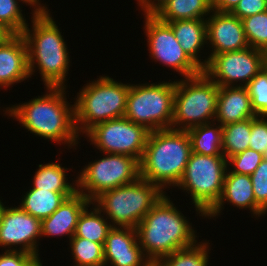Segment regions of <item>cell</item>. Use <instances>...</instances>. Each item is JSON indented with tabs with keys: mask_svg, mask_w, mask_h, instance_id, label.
Segmentation results:
<instances>
[{
	"mask_svg": "<svg viewBox=\"0 0 267 266\" xmlns=\"http://www.w3.org/2000/svg\"><path fill=\"white\" fill-rule=\"evenodd\" d=\"M30 14L32 26L28 24L22 33L28 49L30 78L39 71L45 87L68 88L66 76L72 66L71 56L61 27L58 28L50 9Z\"/></svg>",
	"mask_w": 267,
	"mask_h": 266,
	"instance_id": "obj_2",
	"label": "cell"
},
{
	"mask_svg": "<svg viewBox=\"0 0 267 266\" xmlns=\"http://www.w3.org/2000/svg\"><path fill=\"white\" fill-rule=\"evenodd\" d=\"M76 192H53L30 188L19 198V206L28 214L40 220L49 217L67 198Z\"/></svg>",
	"mask_w": 267,
	"mask_h": 266,
	"instance_id": "obj_23",
	"label": "cell"
},
{
	"mask_svg": "<svg viewBox=\"0 0 267 266\" xmlns=\"http://www.w3.org/2000/svg\"><path fill=\"white\" fill-rule=\"evenodd\" d=\"M226 202L227 205L237 207V209L249 210L251 217L254 216L256 219L261 216L266 217L265 214L267 213L255 201L250 175L232 173L226 170L221 198L205 218L214 220L222 215Z\"/></svg>",
	"mask_w": 267,
	"mask_h": 266,
	"instance_id": "obj_16",
	"label": "cell"
},
{
	"mask_svg": "<svg viewBox=\"0 0 267 266\" xmlns=\"http://www.w3.org/2000/svg\"><path fill=\"white\" fill-rule=\"evenodd\" d=\"M67 249L71 248L73 266H96L104 263L103 244L72 236Z\"/></svg>",
	"mask_w": 267,
	"mask_h": 266,
	"instance_id": "obj_29",
	"label": "cell"
},
{
	"mask_svg": "<svg viewBox=\"0 0 267 266\" xmlns=\"http://www.w3.org/2000/svg\"><path fill=\"white\" fill-rule=\"evenodd\" d=\"M209 55L239 51L250 47L243 22L231 12L213 10L206 19Z\"/></svg>",
	"mask_w": 267,
	"mask_h": 266,
	"instance_id": "obj_15",
	"label": "cell"
},
{
	"mask_svg": "<svg viewBox=\"0 0 267 266\" xmlns=\"http://www.w3.org/2000/svg\"><path fill=\"white\" fill-rule=\"evenodd\" d=\"M62 165L58 159L57 162L39 164L37 171L34 172L31 187L53 192H77V178L74 176L75 180L71 178L73 181H69L67 172L72 169Z\"/></svg>",
	"mask_w": 267,
	"mask_h": 266,
	"instance_id": "obj_22",
	"label": "cell"
},
{
	"mask_svg": "<svg viewBox=\"0 0 267 266\" xmlns=\"http://www.w3.org/2000/svg\"><path fill=\"white\" fill-rule=\"evenodd\" d=\"M219 86L203 71L189 78L175 79L174 113L171 129H188L213 122L217 112Z\"/></svg>",
	"mask_w": 267,
	"mask_h": 266,
	"instance_id": "obj_8",
	"label": "cell"
},
{
	"mask_svg": "<svg viewBox=\"0 0 267 266\" xmlns=\"http://www.w3.org/2000/svg\"><path fill=\"white\" fill-rule=\"evenodd\" d=\"M92 203L83 194L76 192L67 198L49 217L41 220V240L43 237H67L74 235L79 216Z\"/></svg>",
	"mask_w": 267,
	"mask_h": 266,
	"instance_id": "obj_19",
	"label": "cell"
},
{
	"mask_svg": "<svg viewBox=\"0 0 267 266\" xmlns=\"http://www.w3.org/2000/svg\"><path fill=\"white\" fill-rule=\"evenodd\" d=\"M129 89V83L117 81L109 75L87 81L73 98L78 134L82 137L98 123L124 117Z\"/></svg>",
	"mask_w": 267,
	"mask_h": 266,
	"instance_id": "obj_5",
	"label": "cell"
},
{
	"mask_svg": "<svg viewBox=\"0 0 267 266\" xmlns=\"http://www.w3.org/2000/svg\"><path fill=\"white\" fill-rule=\"evenodd\" d=\"M251 118L222 126V154L228 158L249 148Z\"/></svg>",
	"mask_w": 267,
	"mask_h": 266,
	"instance_id": "obj_27",
	"label": "cell"
},
{
	"mask_svg": "<svg viewBox=\"0 0 267 266\" xmlns=\"http://www.w3.org/2000/svg\"><path fill=\"white\" fill-rule=\"evenodd\" d=\"M241 0H212V10L232 12Z\"/></svg>",
	"mask_w": 267,
	"mask_h": 266,
	"instance_id": "obj_39",
	"label": "cell"
},
{
	"mask_svg": "<svg viewBox=\"0 0 267 266\" xmlns=\"http://www.w3.org/2000/svg\"><path fill=\"white\" fill-rule=\"evenodd\" d=\"M256 203L267 213V159L250 175Z\"/></svg>",
	"mask_w": 267,
	"mask_h": 266,
	"instance_id": "obj_34",
	"label": "cell"
},
{
	"mask_svg": "<svg viewBox=\"0 0 267 266\" xmlns=\"http://www.w3.org/2000/svg\"><path fill=\"white\" fill-rule=\"evenodd\" d=\"M246 87L255 114L267 117V64L252 78Z\"/></svg>",
	"mask_w": 267,
	"mask_h": 266,
	"instance_id": "obj_32",
	"label": "cell"
},
{
	"mask_svg": "<svg viewBox=\"0 0 267 266\" xmlns=\"http://www.w3.org/2000/svg\"><path fill=\"white\" fill-rule=\"evenodd\" d=\"M37 260L25 251L5 250L0 254V266H32Z\"/></svg>",
	"mask_w": 267,
	"mask_h": 266,
	"instance_id": "obj_36",
	"label": "cell"
},
{
	"mask_svg": "<svg viewBox=\"0 0 267 266\" xmlns=\"http://www.w3.org/2000/svg\"><path fill=\"white\" fill-rule=\"evenodd\" d=\"M267 11V0H241L231 12L239 19Z\"/></svg>",
	"mask_w": 267,
	"mask_h": 266,
	"instance_id": "obj_37",
	"label": "cell"
},
{
	"mask_svg": "<svg viewBox=\"0 0 267 266\" xmlns=\"http://www.w3.org/2000/svg\"><path fill=\"white\" fill-rule=\"evenodd\" d=\"M192 152L187 131L163 129L151 131L140 164V177L158 186L164 193L181 180Z\"/></svg>",
	"mask_w": 267,
	"mask_h": 266,
	"instance_id": "obj_4",
	"label": "cell"
},
{
	"mask_svg": "<svg viewBox=\"0 0 267 266\" xmlns=\"http://www.w3.org/2000/svg\"><path fill=\"white\" fill-rule=\"evenodd\" d=\"M227 158L191 152L177 189L190 197L197 216L202 219L216 206L223 192Z\"/></svg>",
	"mask_w": 267,
	"mask_h": 266,
	"instance_id": "obj_7",
	"label": "cell"
},
{
	"mask_svg": "<svg viewBox=\"0 0 267 266\" xmlns=\"http://www.w3.org/2000/svg\"><path fill=\"white\" fill-rule=\"evenodd\" d=\"M103 248L104 263L111 266H142L148 260L139 245L136 228L113 226Z\"/></svg>",
	"mask_w": 267,
	"mask_h": 266,
	"instance_id": "obj_17",
	"label": "cell"
},
{
	"mask_svg": "<svg viewBox=\"0 0 267 266\" xmlns=\"http://www.w3.org/2000/svg\"><path fill=\"white\" fill-rule=\"evenodd\" d=\"M150 131L125 116L94 125L83 136L103 153L124 154L136 158L139 162L146 147Z\"/></svg>",
	"mask_w": 267,
	"mask_h": 266,
	"instance_id": "obj_11",
	"label": "cell"
},
{
	"mask_svg": "<svg viewBox=\"0 0 267 266\" xmlns=\"http://www.w3.org/2000/svg\"><path fill=\"white\" fill-rule=\"evenodd\" d=\"M13 33L0 22V42L7 40Z\"/></svg>",
	"mask_w": 267,
	"mask_h": 266,
	"instance_id": "obj_41",
	"label": "cell"
},
{
	"mask_svg": "<svg viewBox=\"0 0 267 266\" xmlns=\"http://www.w3.org/2000/svg\"><path fill=\"white\" fill-rule=\"evenodd\" d=\"M166 23L172 27L173 33L183 51L203 70L209 61L208 57L201 56V51L205 50L204 47H208L206 19H186ZM203 58L205 59L203 60Z\"/></svg>",
	"mask_w": 267,
	"mask_h": 266,
	"instance_id": "obj_21",
	"label": "cell"
},
{
	"mask_svg": "<svg viewBox=\"0 0 267 266\" xmlns=\"http://www.w3.org/2000/svg\"><path fill=\"white\" fill-rule=\"evenodd\" d=\"M143 30L147 37L148 53L152 62L161 63L183 78L199 75L202 70L183 51L172 27L155 15L143 16Z\"/></svg>",
	"mask_w": 267,
	"mask_h": 266,
	"instance_id": "obj_12",
	"label": "cell"
},
{
	"mask_svg": "<svg viewBox=\"0 0 267 266\" xmlns=\"http://www.w3.org/2000/svg\"><path fill=\"white\" fill-rule=\"evenodd\" d=\"M28 49L22 34H13L0 42V89L30 80Z\"/></svg>",
	"mask_w": 267,
	"mask_h": 266,
	"instance_id": "obj_18",
	"label": "cell"
},
{
	"mask_svg": "<svg viewBox=\"0 0 267 266\" xmlns=\"http://www.w3.org/2000/svg\"><path fill=\"white\" fill-rule=\"evenodd\" d=\"M112 227L110 221L92 202L79 216L73 236L82 237L104 245L107 234Z\"/></svg>",
	"mask_w": 267,
	"mask_h": 266,
	"instance_id": "obj_26",
	"label": "cell"
},
{
	"mask_svg": "<svg viewBox=\"0 0 267 266\" xmlns=\"http://www.w3.org/2000/svg\"><path fill=\"white\" fill-rule=\"evenodd\" d=\"M42 263H43V260L41 261V259H38L32 266H45Z\"/></svg>",
	"mask_w": 267,
	"mask_h": 266,
	"instance_id": "obj_43",
	"label": "cell"
},
{
	"mask_svg": "<svg viewBox=\"0 0 267 266\" xmlns=\"http://www.w3.org/2000/svg\"><path fill=\"white\" fill-rule=\"evenodd\" d=\"M212 11V0H168L155 16L163 22H173L207 19Z\"/></svg>",
	"mask_w": 267,
	"mask_h": 266,
	"instance_id": "obj_24",
	"label": "cell"
},
{
	"mask_svg": "<svg viewBox=\"0 0 267 266\" xmlns=\"http://www.w3.org/2000/svg\"><path fill=\"white\" fill-rule=\"evenodd\" d=\"M45 94L28 102L9 105L3 113L21 124L30 134L50 143L68 146L67 150L77 148L81 140L75 125L74 102L66 97V87H43ZM67 91V92H66ZM75 146V147H74Z\"/></svg>",
	"mask_w": 267,
	"mask_h": 266,
	"instance_id": "obj_1",
	"label": "cell"
},
{
	"mask_svg": "<svg viewBox=\"0 0 267 266\" xmlns=\"http://www.w3.org/2000/svg\"><path fill=\"white\" fill-rule=\"evenodd\" d=\"M208 240H199L195 245L176 250L161 259L163 266H208L211 245Z\"/></svg>",
	"mask_w": 267,
	"mask_h": 266,
	"instance_id": "obj_28",
	"label": "cell"
},
{
	"mask_svg": "<svg viewBox=\"0 0 267 266\" xmlns=\"http://www.w3.org/2000/svg\"><path fill=\"white\" fill-rule=\"evenodd\" d=\"M165 193L139 177L130 184L107 190L92 202L112 226L136 228Z\"/></svg>",
	"mask_w": 267,
	"mask_h": 266,
	"instance_id": "obj_6",
	"label": "cell"
},
{
	"mask_svg": "<svg viewBox=\"0 0 267 266\" xmlns=\"http://www.w3.org/2000/svg\"><path fill=\"white\" fill-rule=\"evenodd\" d=\"M264 158L267 159V149H266V152H265V154H264Z\"/></svg>",
	"mask_w": 267,
	"mask_h": 266,
	"instance_id": "obj_46",
	"label": "cell"
},
{
	"mask_svg": "<svg viewBox=\"0 0 267 266\" xmlns=\"http://www.w3.org/2000/svg\"><path fill=\"white\" fill-rule=\"evenodd\" d=\"M23 3L30 7L32 12H36L26 0H0V22L7 27L13 34H22L25 27L29 24L23 14Z\"/></svg>",
	"mask_w": 267,
	"mask_h": 266,
	"instance_id": "obj_30",
	"label": "cell"
},
{
	"mask_svg": "<svg viewBox=\"0 0 267 266\" xmlns=\"http://www.w3.org/2000/svg\"><path fill=\"white\" fill-rule=\"evenodd\" d=\"M263 159V154L248 148L227 158V170L232 173L251 175Z\"/></svg>",
	"mask_w": 267,
	"mask_h": 266,
	"instance_id": "obj_33",
	"label": "cell"
},
{
	"mask_svg": "<svg viewBox=\"0 0 267 266\" xmlns=\"http://www.w3.org/2000/svg\"><path fill=\"white\" fill-rule=\"evenodd\" d=\"M142 266H163L161 260L148 259Z\"/></svg>",
	"mask_w": 267,
	"mask_h": 266,
	"instance_id": "obj_42",
	"label": "cell"
},
{
	"mask_svg": "<svg viewBox=\"0 0 267 266\" xmlns=\"http://www.w3.org/2000/svg\"><path fill=\"white\" fill-rule=\"evenodd\" d=\"M249 148L265 154L267 149V117L256 116L251 118V135Z\"/></svg>",
	"mask_w": 267,
	"mask_h": 266,
	"instance_id": "obj_35",
	"label": "cell"
},
{
	"mask_svg": "<svg viewBox=\"0 0 267 266\" xmlns=\"http://www.w3.org/2000/svg\"><path fill=\"white\" fill-rule=\"evenodd\" d=\"M143 15H155L168 0H136Z\"/></svg>",
	"mask_w": 267,
	"mask_h": 266,
	"instance_id": "obj_38",
	"label": "cell"
},
{
	"mask_svg": "<svg viewBox=\"0 0 267 266\" xmlns=\"http://www.w3.org/2000/svg\"><path fill=\"white\" fill-rule=\"evenodd\" d=\"M248 44L267 53V11L242 19Z\"/></svg>",
	"mask_w": 267,
	"mask_h": 266,
	"instance_id": "obj_31",
	"label": "cell"
},
{
	"mask_svg": "<svg viewBox=\"0 0 267 266\" xmlns=\"http://www.w3.org/2000/svg\"><path fill=\"white\" fill-rule=\"evenodd\" d=\"M40 238V219L28 214L19 205L7 207L4 204L0 215L1 250L25 251L40 259Z\"/></svg>",
	"mask_w": 267,
	"mask_h": 266,
	"instance_id": "obj_14",
	"label": "cell"
},
{
	"mask_svg": "<svg viewBox=\"0 0 267 266\" xmlns=\"http://www.w3.org/2000/svg\"><path fill=\"white\" fill-rule=\"evenodd\" d=\"M2 201H3V199L2 200L0 199V215H1V212H2V208H3L4 204H5Z\"/></svg>",
	"mask_w": 267,
	"mask_h": 266,
	"instance_id": "obj_44",
	"label": "cell"
},
{
	"mask_svg": "<svg viewBox=\"0 0 267 266\" xmlns=\"http://www.w3.org/2000/svg\"><path fill=\"white\" fill-rule=\"evenodd\" d=\"M31 7L36 11V12H40V11H44L47 10L49 7V5L43 4L41 3V0H26Z\"/></svg>",
	"mask_w": 267,
	"mask_h": 266,
	"instance_id": "obj_40",
	"label": "cell"
},
{
	"mask_svg": "<svg viewBox=\"0 0 267 266\" xmlns=\"http://www.w3.org/2000/svg\"><path fill=\"white\" fill-rule=\"evenodd\" d=\"M256 116L252 109L247 87H219L217 112L214 121L224 126Z\"/></svg>",
	"mask_w": 267,
	"mask_h": 266,
	"instance_id": "obj_20",
	"label": "cell"
},
{
	"mask_svg": "<svg viewBox=\"0 0 267 266\" xmlns=\"http://www.w3.org/2000/svg\"><path fill=\"white\" fill-rule=\"evenodd\" d=\"M103 154L76 173L77 192L91 202L101 193L133 183L140 177V164L136 158L124 154Z\"/></svg>",
	"mask_w": 267,
	"mask_h": 266,
	"instance_id": "obj_10",
	"label": "cell"
},
{
	"mask_svg": "<svg viewBox=\"0 0 267 266\" xmlns=\"http://www.w3.org/2000/svg\"><path fill=\"white\" fill-rule=\"evenodd\" d=\"M207 56L209 61L202 71L219 87H246L267 64V53L252 47Z\"/></svg>",
	"mask_w": 267,
	"mask_h": 266,
	"instance_id": "obj_13",
	"label": "cell"
},
{
	"mask_svg": "<svg viewBox=\"0 0 267 266\" xmlns=\"http://www.w3.org/2000/svg\"><path fill=\"white\" fill-rule=\"evenodd\" d=\"M96 266H111V265H109V264H106V263H103V264L96 265Z\"/></svg>",
	"mask_w": 267,
	"mask_h": 266,
	"instance_id": "obj_45",
	"label": "cell"
},
{
	"mask_svg": "<svg viewBox=\"0 0 267 266\" xmlns=\"http://www.w3.org/2000/svg\"><path fill=\"white\" fill-rule=\"evenodd\" d=\"M170 197L165 193L136 227L139 245L148 259L161 260L198 242L195 225Z\"/></svg>",
	"mask_w": 267,
	"mask_h": 266,
	"instance_id": "obj_3",
	"label": "cell"
},
{
	"mask_svg": "<svg viewBox=\"0 0 267 266\" xmlns=\"http://www.w3.org/2000/svg\"><path fill=\"white\" fill-rule=\"evenodd\" d=\"M192 152L200 155L222 154V126L216 121L198 125L187 130Z\"/></svg>",
	"mask_w": 267,
	"mask_h": 266,
	"instance_id": "obj_25",
	"label": "cell"
},
{
	"mask_svg": "<svg viewBox=\"0 0 267 266\" xmlns=\"http://www.w3.org/2000/svg\"><path fill=\"white\" fill-rule=\"evenodd\" d=\"M174 99L175 80L130 83L125 117L150 132L171 129Z\"/></svg>",
	"mask_w": 267,
	"mask_h": 266,
	"instance_id": "obj_9",
	"label": "cell"
}]
</instances>
